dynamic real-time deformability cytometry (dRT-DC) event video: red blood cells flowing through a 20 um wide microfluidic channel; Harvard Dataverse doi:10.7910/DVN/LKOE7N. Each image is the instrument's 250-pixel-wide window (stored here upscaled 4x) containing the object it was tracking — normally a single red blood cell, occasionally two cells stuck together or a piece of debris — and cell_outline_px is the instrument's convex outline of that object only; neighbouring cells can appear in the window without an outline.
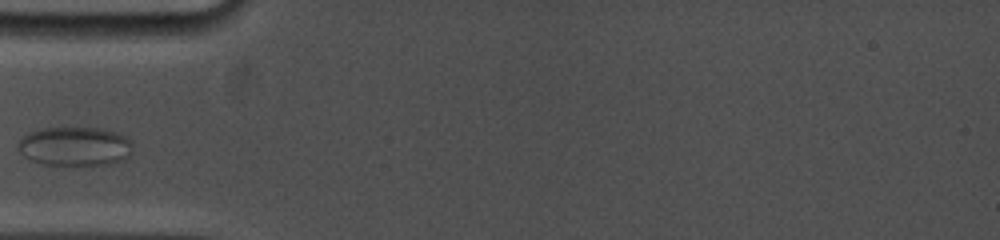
{"species": "common noctule bat (a hibernating species)", "species_latin": "Nyctalus noctula", "temperature_condition": "cold", "stored_images_in_passage": 1, "camera_frame_rate_fps": 5000, "um_per_image_px": 0.085, "animal": {"sex": "female", "body_mass_g": 19.0, "forearm_length_mm": 53.3}, "frame": {"image": 1, "passage_image": 1, "time_ms": 0.0, "image_size_px": [1000, 240], "cell_outline_px": [[132, 152], [124, 160], [112, 164], [84, 168], [44, 164], [32, 160], [24, 156], [20, 152], [20, 140], [28, 132], [40, 128], [100, 128], [116, 132], [128, 136], [132, 140]], "centroid_in_image_um": [6.45, 12.48], "position_along_channel_um": 78.6, "area_um2": 26.99}}